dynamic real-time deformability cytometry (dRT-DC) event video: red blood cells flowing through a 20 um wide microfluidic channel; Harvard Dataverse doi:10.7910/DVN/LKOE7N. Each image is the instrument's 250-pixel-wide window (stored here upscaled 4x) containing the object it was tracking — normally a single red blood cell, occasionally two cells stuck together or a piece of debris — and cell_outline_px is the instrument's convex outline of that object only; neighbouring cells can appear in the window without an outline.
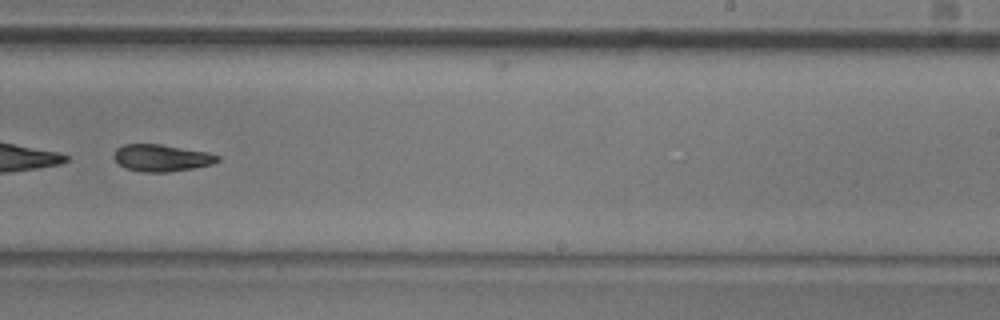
{"species": "common noctule bat (a hibernating species)", "species_latin": "Nyctalus noctula", "temperature_condition": "room temperature", "stored_images_in_passage": 51, "segment_of_instrument_passage": [2, 2], "camera_frame_rate_fps": 3000, "um_per_image_px": 0.085, "animal": {"sex": "male", "body_mass_g": 20.5, "forearm_length_mm": 52.5}, "frame": {"image": 1, "passage_image": 32, "time_ms": 10.333, "image_size_px": [1000, 320], "cell_outline_px": [[220, 160], [212, 164], [192, 168], [168, 172], [140, 172], [124, 168], [112, 156], [116, 148], [124, 144], [160, 144], [208, 152], [220, 156]], "centroid_in_image_um": [13.71, 13.42], "position_along_channel_um": 275.3, "area_um2": 16.36}}
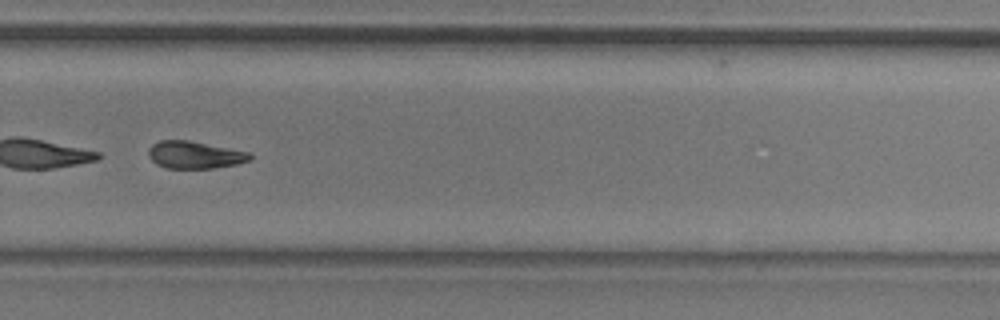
{"frame": {"image": 2, "passage_image": 35, "time_ms": 11.333, "image_size_px": [1000, 320], "cell_outline_px": [[252, 160], [236, 164], [212, 168], [168, 168], [156, 164], [148, 156], [148, 148], [152, 144], [160, 140], [188, 140], [248, 152], [252, 156]], "centroid_in_image_um": [16.52, 13.16], "position_along_channel_um": 313.3, "area_um2": 16.07}}